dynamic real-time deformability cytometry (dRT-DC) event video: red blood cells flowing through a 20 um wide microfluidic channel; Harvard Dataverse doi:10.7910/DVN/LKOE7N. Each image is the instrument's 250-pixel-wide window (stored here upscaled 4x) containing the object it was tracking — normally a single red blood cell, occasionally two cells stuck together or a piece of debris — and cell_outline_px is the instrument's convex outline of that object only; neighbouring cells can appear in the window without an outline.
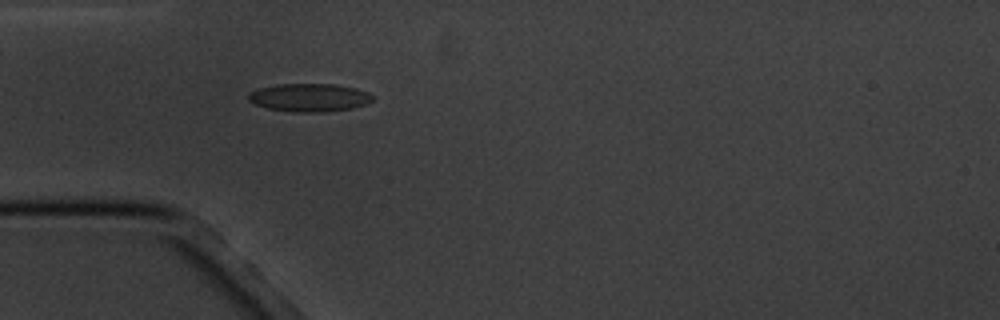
{"species": "common noctule bat (a hibernating species)", "species_latin": "Nyctalus noctula", "temperature_condition": "cold", "stored_images_in_passage": 5, "camera_frame_rate_fps": 3000, "um_per_image_px": 0.085, "animal": {"sex": "male", "body_mass_g": 20.1, "forearm_length_mm": 53.5}, "frame": {"image": 1, "passage_image": 5, "time_ms": 4.667, "image_size_px": [1000, 320], "cell_outline_px": [[372, 100], [364, 104], [352, 108], [324, 112], [292, 112], [268, 108], [256, 104], [248, 100], [248, 92], [260, 88], [276, 84], [336, 84], [356, 88], [368, 92], [372, 96]], "centroid_in_image_um": [26.28, 8.29], "position_along_channel_um": 58.7, "area_um2": 20.29}}